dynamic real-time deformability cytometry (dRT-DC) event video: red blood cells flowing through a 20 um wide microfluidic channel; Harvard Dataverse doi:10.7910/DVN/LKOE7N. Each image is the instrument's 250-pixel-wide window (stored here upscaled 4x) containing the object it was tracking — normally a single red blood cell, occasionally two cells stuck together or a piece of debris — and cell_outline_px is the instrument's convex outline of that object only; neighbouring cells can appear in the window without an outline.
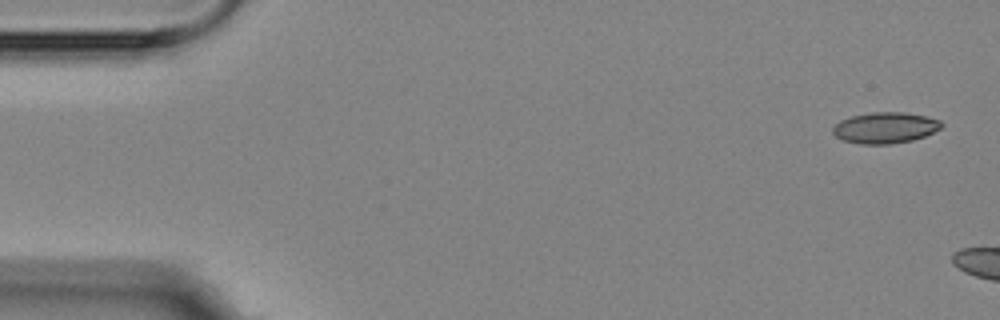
{"species": "Egyptian fruit bat (a non-hibernating species)", "species_latin": "Rousettus aegyptiacus", "temperature_condition": "room temperature", "stored_images_in_passage": 3, "camera_frame_rate_fps": 3000, "um_per_image_px": 0.085, "animal": {"sex": "female"}, "frame": {"image": 1, "passage_image": 1, "time_ms": 0.0, "image_size_px": [1000, 320], "cell_outline_px": [[944, 124], [940, 128], [924, 136], [912, 140], [892, 144], [860, 144], [844, 140], [836, 136], [832, 132], [832, 128], [840, 120], [852, 116], [872, 112], [904, 112], [928, 116], [940, 120]], "centroid_in_image_um": [75.25, 10.85], "position_along_channel_um": 9.8, "area_um2": 19.65}}